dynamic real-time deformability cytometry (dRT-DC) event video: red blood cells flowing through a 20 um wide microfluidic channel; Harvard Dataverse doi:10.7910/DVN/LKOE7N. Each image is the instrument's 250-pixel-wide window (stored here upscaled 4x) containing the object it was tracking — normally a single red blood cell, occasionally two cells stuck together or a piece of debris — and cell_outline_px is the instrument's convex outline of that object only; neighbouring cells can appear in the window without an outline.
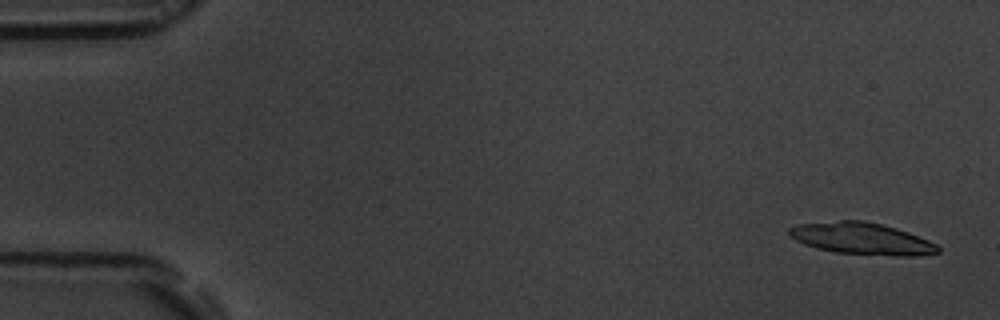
{"species": "common noctule bat (a hibernating species)", "species_latin": "Nyctalus noctula", "temperature_condition": "room temperature", "stored_images_in_passage": 4, "camera_frame_rate_fps": 3000, "um_per_image_px": 0.085, "animal": {"sex": "male", "body_mass_g": 19.5, "forearm_length_mm": 54.6}, "frame": {"image": 1, "passage_image": 1, "time_ms": 0.0, "image_size_px": [1000, 320], "cell_outline_px": [[940, 252], [916, 256], [896, 256], [836, 252], [816, 248], [804, 244], [796, 240], [788, 232], [788, 228], [796, 224], [840, 220], [864, 220], [896, 228], [908, 232], [928, 240], [936, 244], [940, 248]], "centroid_in_image_um": [73.25, 20.27], "position_along_channel_um": 11.8, "area_um2": 27.51}}